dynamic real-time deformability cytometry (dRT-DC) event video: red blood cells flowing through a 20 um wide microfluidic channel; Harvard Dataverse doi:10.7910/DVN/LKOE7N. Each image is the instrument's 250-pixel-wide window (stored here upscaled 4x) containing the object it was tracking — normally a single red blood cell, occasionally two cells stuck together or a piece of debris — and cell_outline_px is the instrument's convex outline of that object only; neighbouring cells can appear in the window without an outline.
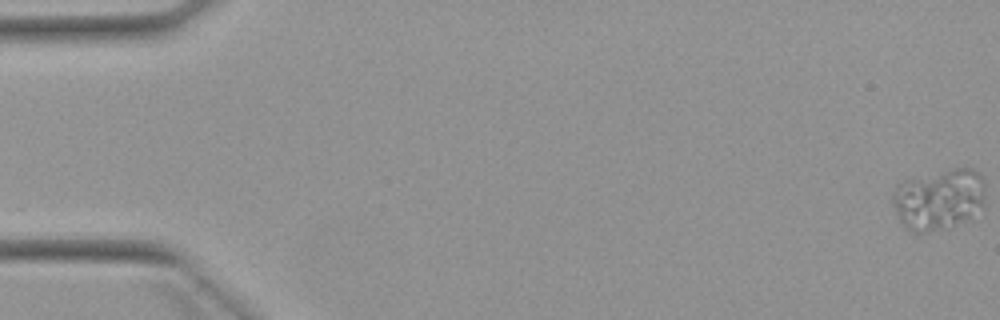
{"species": "Egyptian fruit bat (a non-hibernating species)", "species_latin": "Rousettus aegyptiacus", "temperature_condition": "warm", "stored_images_in_passage": 5, "camera_frame_rate_fps": 3000, "um_per_image_px": 0.085, "animal": {"sex": "female"}, "frame": {"image": 1, "passage_image": 1, "time_ms": 0.0, "image_size_px": [1000, 320], "cell_outline_px": [[984, 200], [968, 220], [944, 228], [920, 232], [912, 232], [900, 220], [896, 212], [892, 200], [892, 192], [896, 184], [904, 180], [952, 168], [972, 168], [980, 172], [984, 188]], "centroid_in_image_um": [79.77, 16.9], "position_along_channel_um": 5.2, "area_um2": 32.6}}
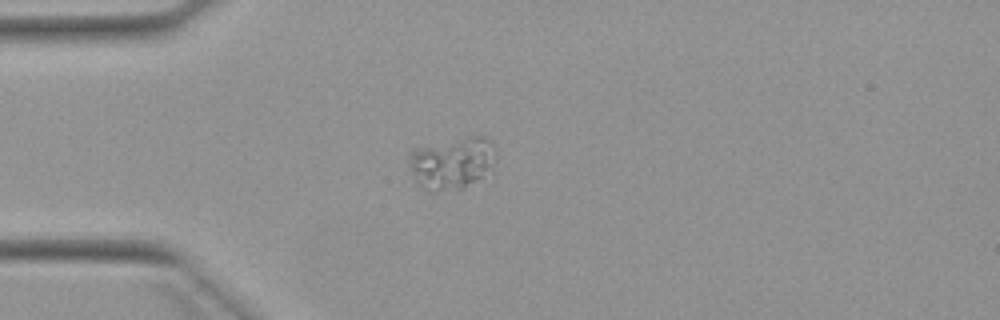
{"frame": {"image": 2, "passage_image": 5, "time_ms": 4.667, "image_size_px": [1000, 320], "cell_outline_px": [[496, 156], [492, 172], [460, 188], [436, 192], [432, 192], [424, 188], [416, 180], [412, 172], [408, 156], [408, 152], [412, 148], [472, 136], [484, 136], [492, 140], [496, 148]], "centroid_in_image_um": [38.47, 13.83], "position_along_channel_um": 46.5, "area_um2": 26.47}}